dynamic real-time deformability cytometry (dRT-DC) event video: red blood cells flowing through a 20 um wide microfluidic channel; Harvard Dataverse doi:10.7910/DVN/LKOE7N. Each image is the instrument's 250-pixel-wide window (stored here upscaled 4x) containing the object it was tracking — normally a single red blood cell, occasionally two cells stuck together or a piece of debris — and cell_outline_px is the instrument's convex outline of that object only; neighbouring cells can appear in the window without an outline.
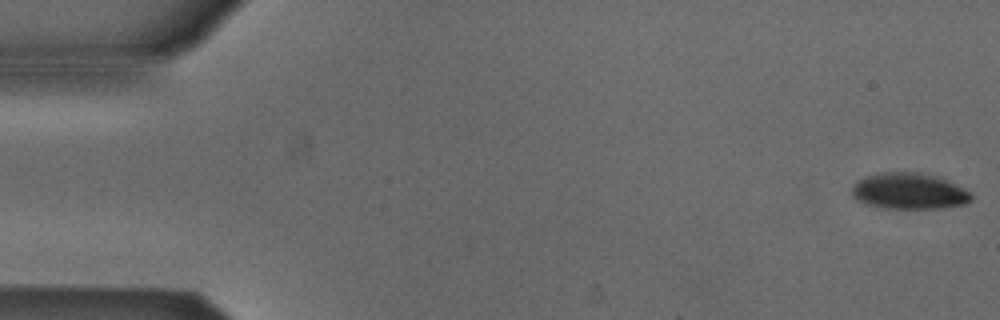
{"species": "Egyptian fruit bat (a non-hibernating species)", "species_latin": "Rousettus aegyptiacus", "temperature_condition": "cold", "stored_images_in_passage": 53, "camera_frame_rate_fps": 3000, "um_per_image_px": 0.085, "animal": {"sex": "male"}, "frame": {"image": 1, "passage_image": 1, "time_ms": 0.0, "image_size_px": [1000, 320], "cell_outline_px": [[972, 200], [964, 204], [940, 208], [884, 208], [864, 204], [856, 200], [852, 196], [852, 188], [856, 180], [868, 176], [884, 172], [924, 172], [936, 176], [964, 188], [972, 192]], "centroid_in_image_um": [77.26, 16.25], "position_along_channel_um": 7.7, "area_um2": 25.26}}
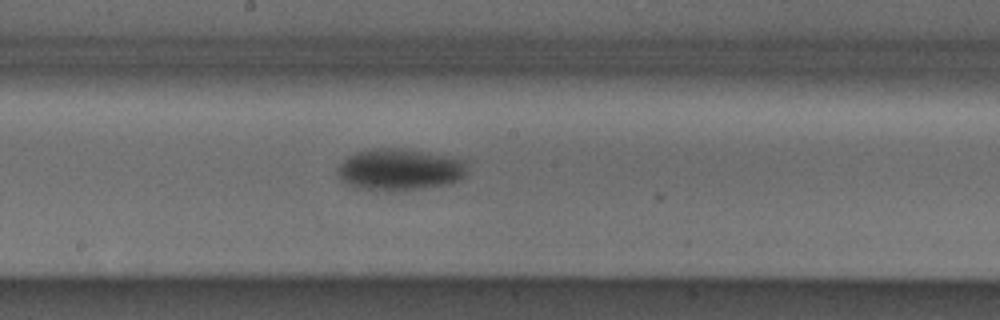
{"frame": {"image": 2, "passage_image": 28, "time_ms": 9.0, "image_size_px": [1000, 320], "cell_outline_px": [[472, 160], [468, 172], [460, 180], [452, 184], [400, 192], [388, 192], [356, 188], [344, 184], [336, 176], [336, 168], [348, 156], [356, 152], [372, 148], [404, 148], [452, 156]], "centroid_in_image_um": [34.04, 14.43], "position_along_channel_um": 214.2, "area_um2": 33.18}}
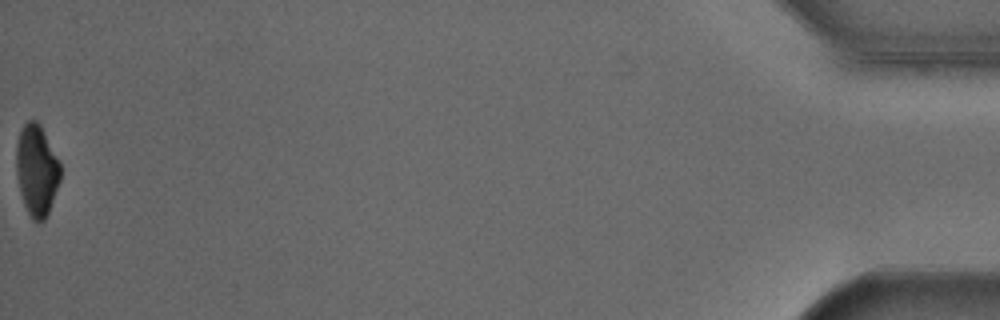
{"frame": {"image": 3, "passage_image": 53, "time_ms": 17.333, "image_size_px": [1000, 320], "cell_outline_px": [[60, 180], [48, 212], [44, 220], [32, 220], [24, 204], [20, 192], [16, 172], [16, 144], [20, 132], [24, 124], [28, 120], [36, 120], [40, 124], [60, 164]], "centroid_in_image_um": [3.1, 14.45], "position_along_channel_um": 432.1, "area_um2": 23.06}, "authors_computed_cell_mechanics": {"area_um2": 29.3046, "velocity_mm_per_s": 3.8821, "shape_relaxation_time_tau1_ms": 4.4622, "shape_relaxation_time_tau2_ms": null, "deformation_change_tau1": 0.1342, "deformation_change_tau2": null}}